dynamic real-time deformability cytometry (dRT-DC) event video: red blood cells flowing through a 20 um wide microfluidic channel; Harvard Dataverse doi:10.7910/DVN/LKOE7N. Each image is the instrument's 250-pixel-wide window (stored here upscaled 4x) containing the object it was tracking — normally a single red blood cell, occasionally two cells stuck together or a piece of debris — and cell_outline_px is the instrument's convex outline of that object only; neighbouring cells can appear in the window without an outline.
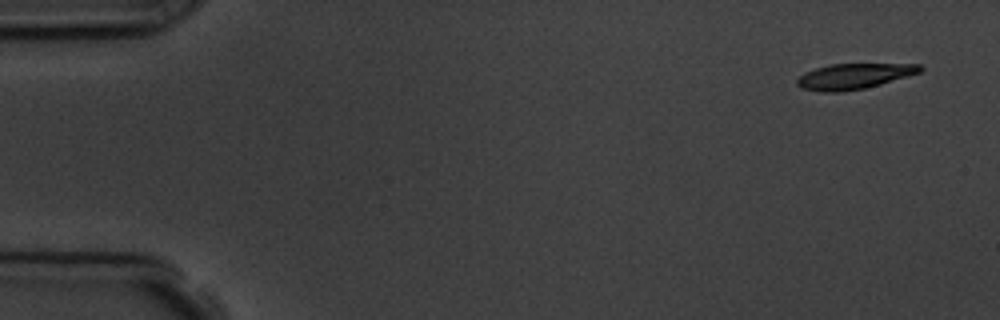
{"species": "common noctule bat (a hibernating species)", "species_latin": "Nyctalus noctula", "temperature_condition": "room temperature", "stored_images_in_passage": 6, "camera_frame_rate_fps": 3000, "um_per_image_px": 0.085, "animal": {"sex": "male", "body_mass_g": 19.5, "forearm_length_mm": 54.6}, "frame": {"image": 1, "passage_image": 1, "time_ms": 0.0, "image_size_px": [1000, 320], "cell_outline_px": [[924, 68], [920, 72], [908, 76], [880, 84], [864, 88], [840, 92], [824, 92], [800, 88], [796, 84], [796, 80], [804, 72], [828, 64], [920, 64]], "centroid_in_image_um": [72.55, 6.48], "position_along_channel_um": 12.4, "area_um2": 18.26}}
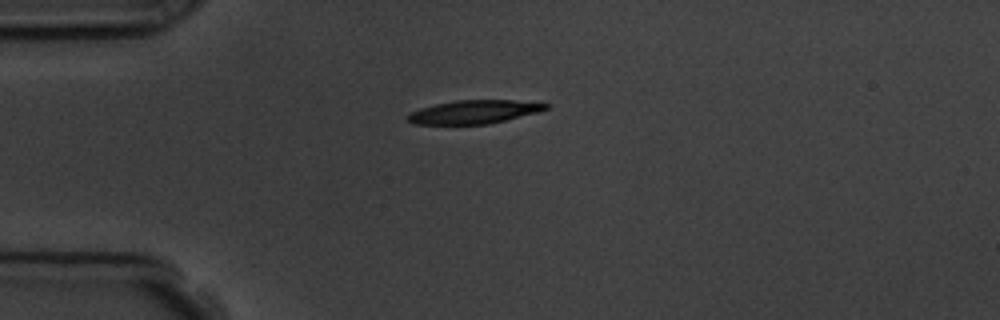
{"frame": {"image": 2, "passage_image": 4, "time_ms": 3.667, "image_size_px": [1000, 320], "cell_outline_px": [[552, 104], [548, 108], [540, 112], [488, 124], [412, 124], [408, 120], [408, 112], [420, 108], [436, 104], [456, 100], [512, 100]], "centroid_in_image_um": [40.31, 9.51], "position_along_channel_um": 44.7, "area_um2": 18.9}}